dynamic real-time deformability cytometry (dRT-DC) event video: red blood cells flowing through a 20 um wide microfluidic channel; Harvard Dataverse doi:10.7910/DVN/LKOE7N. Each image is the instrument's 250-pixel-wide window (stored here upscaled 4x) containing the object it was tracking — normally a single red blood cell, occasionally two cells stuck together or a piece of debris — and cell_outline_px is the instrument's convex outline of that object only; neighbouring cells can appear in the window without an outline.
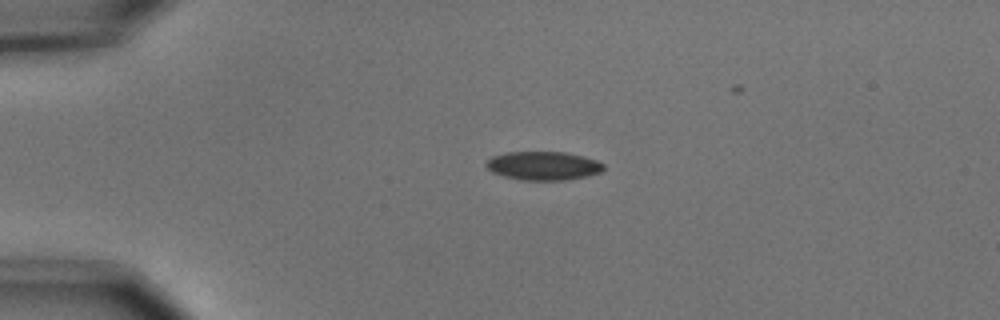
{"species": "common noctule bat (a hibernating species)", "species_latin": "Nyctalus noctula", "temperature_condition": "cold", "stored_images_in_passage": 37, "camera_frame_rate_fps": 3000, "um_per_image_px": 0.085, "animal": {"sex": "male", "body_mass_g": 15.6}, "frame": {"image": 1, "passage_image": 1, "time_ms": 0.0, "image_size_px": [1000, 320], "cell_outline_px": [[604, 168], [600, 172], [588, 176], [564, 180], [524, 180], [504, 176], [492, 172], [484, 164], [492, 156], [508, 152], [564, 152], [584, 156], [596, 160], [604, 164]], "centroid_in_image_um": [46.19, 14.09], "position_along_channel_um": 38.8, "area_um2": 19.54}}
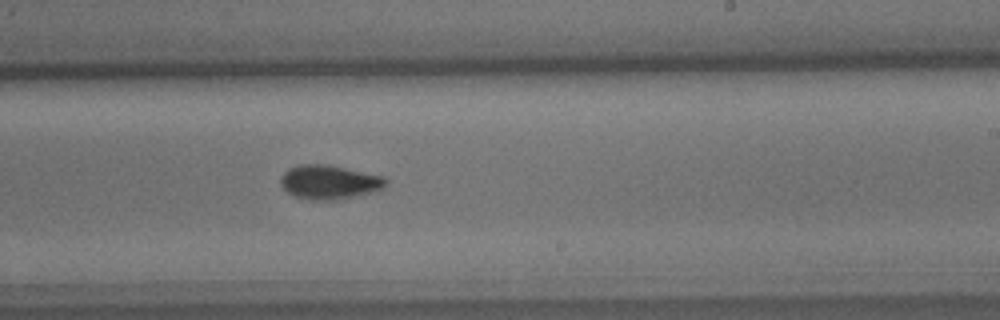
{"frame": {"image": 2, "passage_image": 22, "time_ms": 7.0, "image_size_px": [1000, 320], "cell_outline_px": [[388, 180], [376, 192], [360, 196], [336, 200], [320, 200], [296, 196], [288, 192], [280, 184], [280, 176], [288, 168], [300, 164], [328, 164], [384, 176]], "centroid_in_image_um": [28.0, 15.47], "position_along_channel_um": 261.0, "area_um2": 20.98}}
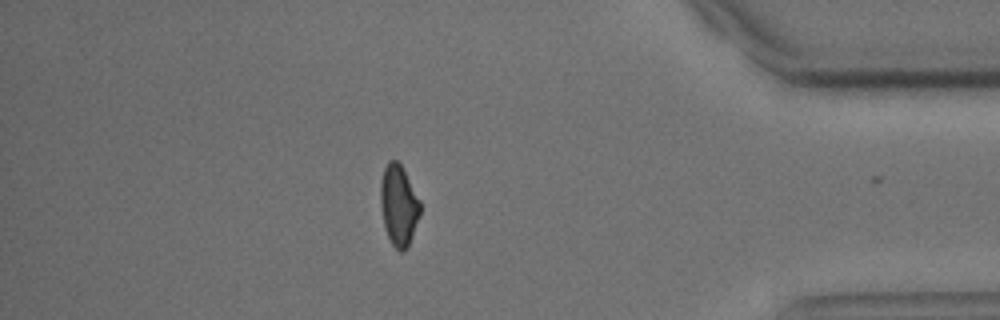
{"frame": {"image": 3, "passage_image": 36, "time_ms": 11.667, "image_size_px": [1000, 320], "cell_outline_px": [[420, 212], [408, 248], [404, 252], [400, 252], [392, 244], [388, 236], [384, 224], [380, 204], [380, 180], [384, 168], [388, 160], [396, 160], [400, 164], [420, 200]], "centroid_in_image_um": [33.87, 17.45], "position_along_channel_um": 401.3, "area_um2": 18.55}, "authors_computed_cell_mechanics": {"area_um2": 20.2878, "velocity_mm_per_s": 3.6923, "shape_relaxation_time_tau1_ms": 3.6343, "shape_relaxation_time_tau2_ms": 8.336, "deformation_change_tau1": 0.1013, "deformation_change_tau2": 0.1077}}